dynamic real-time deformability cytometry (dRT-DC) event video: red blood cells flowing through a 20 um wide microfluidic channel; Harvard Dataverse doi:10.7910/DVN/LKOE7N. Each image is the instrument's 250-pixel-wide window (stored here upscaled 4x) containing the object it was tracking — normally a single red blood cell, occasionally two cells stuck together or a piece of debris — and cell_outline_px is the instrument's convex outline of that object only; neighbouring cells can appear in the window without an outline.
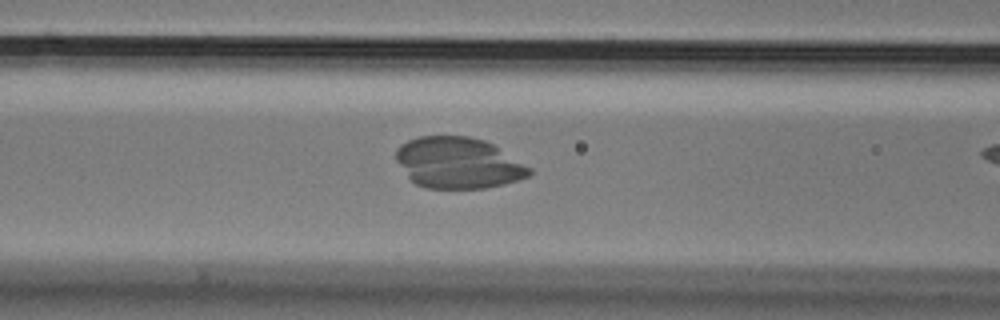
{"species": "Egyptian fruit bat (a non-hibernating species)", "species_latin": "Rousettus aegyptiacus", "temperature_condition": "cold", "stored_images_in_passage": 11, "camera_frame_rate_fps": 3000, "um_per_image_px": 0.085, "animal": {"sex": "male"}, "frame": {"image": 1, "passage_image": 10, "time_ms": 3.0, "image_size_px": [1000, 320], "cell_outline_px": [[532, 176], [520, 180], [504, 184], [484, 188], [424, 188], [416, 184], [408, 176], [396, 160], [396, 148], [400, 144], [408, 140], [420, 136], [468, 136], [484, 140], [492, 144], [532, 168]], "centroid_in_image_um": [38.96, 13.85], "position_along_channel_um": 127.6, "area_um2": 39.77}}